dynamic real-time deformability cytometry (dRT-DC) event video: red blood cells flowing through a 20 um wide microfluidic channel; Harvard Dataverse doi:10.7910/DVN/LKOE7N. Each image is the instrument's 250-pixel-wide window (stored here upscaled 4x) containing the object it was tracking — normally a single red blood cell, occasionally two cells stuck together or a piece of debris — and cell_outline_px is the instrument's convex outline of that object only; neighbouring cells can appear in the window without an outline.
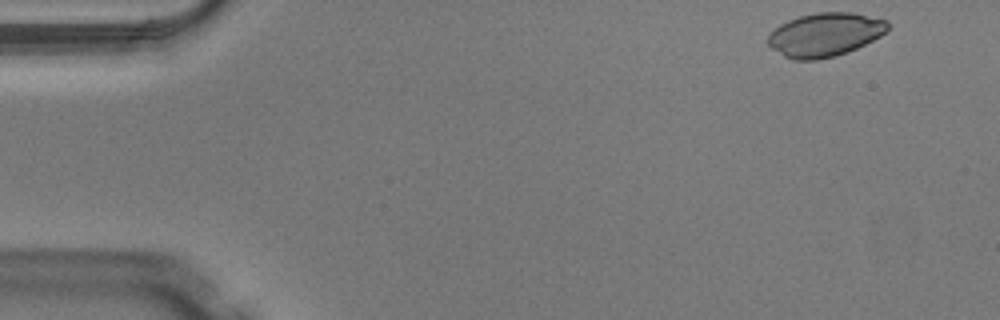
{"species": "Egyptian fruit bat (a non-hibernating species)", "species_latin": "Rousettus aegyptiacus", "temperature_condition": "warm", "stored_images_in_passage": 47, "camera_frame_rate_fps": 3000, "um_per_image_px": 0.085, "animal": {"sex": "male"}, "frame": {"image": 1, "passage_image": 1, "time_ms": 0.0, "image_size_px": [1000, 320], "cell_outline_px": [[888, 28], [880, 36], [848, 52], [836, 56], [816, 60], [792, 60], [784, 56], [772, 48], [764, 40], [780, 24], [788, 20], [800, 16], [816, 12], [852, 12], [888, 20]], "centroid_in_image_um": [70.1, 2.95], "position_along_channel_um": 14.9, "area_um2": 30.46}}
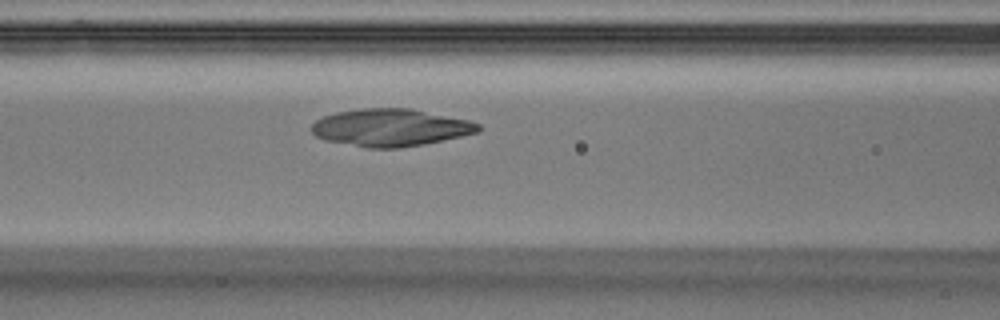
{"frame": {"image": 2, "passage_image": 18, "time_ms": 5.667, "image_size_px": [1000, 320], "cell_outline_px": [[484, 128], [480, 132], [424, 144], [396, 148], [364, 148], [324, 140], [316, 136], [308, 128], [316, 120], [324, 116], [336, 112], [360, 108], [412, 108], [468, 120], [480, 124]], "centroid_in_image_um": [33.18, 10.84], "position_along_channel_um": 133.4, "area_um2": 36.7}}
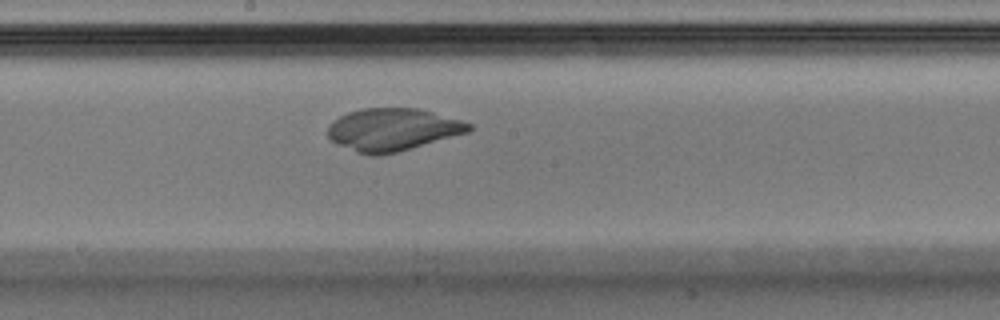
{"frame": {"image": 3, "passage_image": 24, "time_ms": 7.667, "image_size_px": [1000, 320], "cell_outline_px": [[472, 128], [468, 132], [396, 152], [380, 156], [372, 156], [356, 152], [336, 144], [328, 136], [328, 124], [340, 116], [348, 112], [364, 108], [420, 108], [460, 120], [472, 124]], "centroid_in_image_um": [33.34, 11.01], "position_along_channel_um": 214.9, "area_um2": 34.8}}